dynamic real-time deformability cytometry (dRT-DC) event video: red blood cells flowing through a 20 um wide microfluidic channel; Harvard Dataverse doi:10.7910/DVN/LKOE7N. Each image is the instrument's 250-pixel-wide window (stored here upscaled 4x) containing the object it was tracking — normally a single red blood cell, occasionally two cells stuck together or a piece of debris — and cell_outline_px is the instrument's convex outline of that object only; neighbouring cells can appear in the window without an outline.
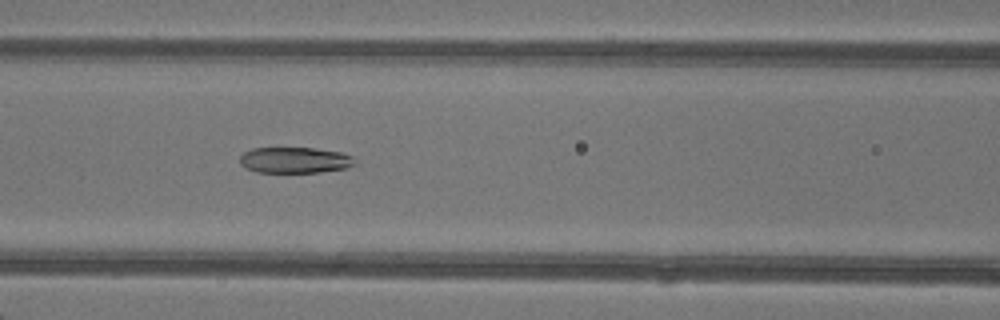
{"species": "common noctule bat (a hibernating species)", "species_latin": "Nyctalus noctula", "temperature_condition": "warm", "stored_images_in_passage": 47, "camera_frame_rate_fps": 3000, "um_per_image_px": 0.085, "animal": {"sex": "female"}, "frame": {"image": 1, "passage_image": 20, "time_ms": 6.333, "image_size_px": [1000, 320], "cell_outline_px": [[356, 164], [348, 168], [320, 172], [256, 172], [244, 168], [240, 164], [240, 156], [244, 152], [252, 148], [316, 148], [340, 152], [352, 156], [356, 160]], "centroid_in_image_um": [25.07, 13.61], "position_along_channel_um": 141.5, "area_um2": 17.57}}
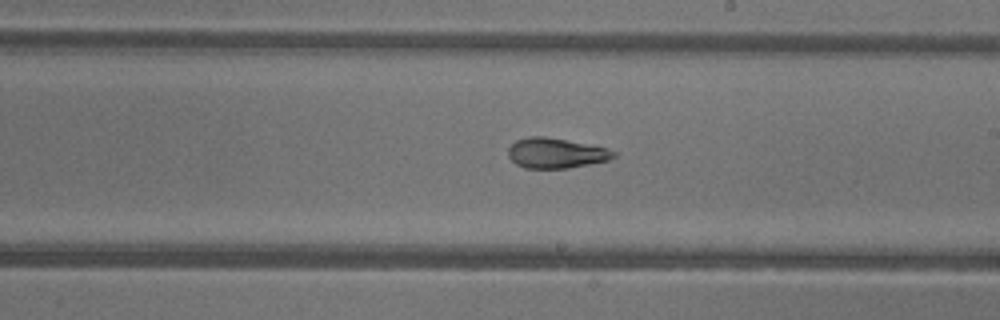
{"frame": {"image": 2, "passage_image": 27, "time_ms": 8.667, "image_size_px": [1000, 320], "cell_outline_px": [[616, 156], [608, 160], [568, 168], [524, 168], [516, 164], [508, 156], [508, 148], [516, 140], [528, 136], [544, 136], [608, 148], [616, 152]], "centroid_in_image_um": [47.23, 13.01], "position_along_channel_um": 241.8, "area_um2": 18.44}}
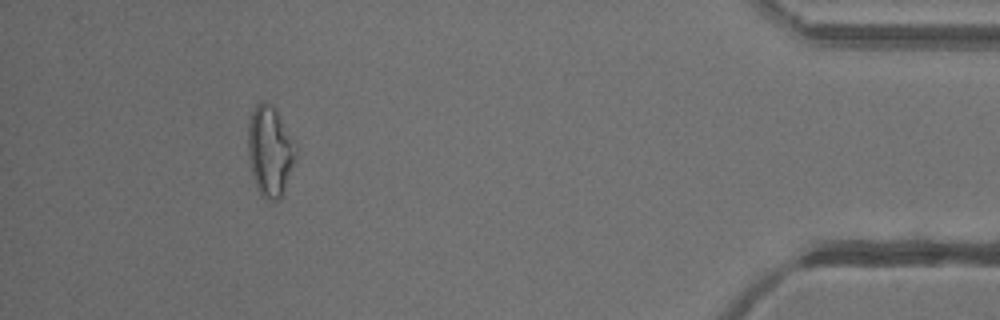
{"frame": {"image": 3, "passage_image": 43, "time_ms": 14.0, "image_size_px": [1000, 320], "cell_outline_px": [[296, 156], [280, 196], [276, 204], [260, 196], [252, 176], [248, 160], [248, 120], [256, 104], [260, 100], [276, 108], [296, 152]], "centroid_in_image_um": [22.88, 12.86], "position_along_channel_um": 412.3, "area_um2": 24.62}, "authors_computed_cell_mechanics": {"area_um2": 20.6924, "velocity_mm_per_s": 4.3005, "shape_relaxation_time_tau1_ms": 7.6368, "shape_relaxation_time_tau2_ms": 1.8845, "deformation_change_tau1": 0.2422, "deformation_change_tau2": 0.0919}}